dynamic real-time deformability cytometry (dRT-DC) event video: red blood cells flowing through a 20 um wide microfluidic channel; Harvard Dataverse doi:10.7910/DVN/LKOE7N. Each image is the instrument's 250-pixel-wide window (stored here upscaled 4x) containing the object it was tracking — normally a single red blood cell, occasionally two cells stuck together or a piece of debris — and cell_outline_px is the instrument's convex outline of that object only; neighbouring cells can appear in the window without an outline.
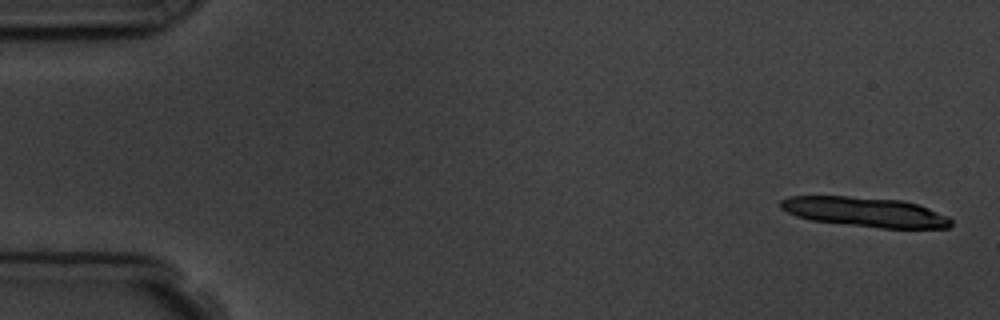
{"species": "common noctule bat (a hibernating species)", "species_latin": "Nyctalus noctula", "temperature_condition": "room temperature", "stored_images_in_passage": 5, "segment_of_instrument_passage": [1, 2], "camera_frame_rate_fps": 3000, "um_per_image_px": 0.085, "animal": {"sex": "male", "body_mass_g": 19.5, "forearm_length_mm": 54.6}, "frame": {"image": 1, "passage_image": 1, "time_ms": 0.0, "image_size_px": [1000, 320], "cell_outline_px": [[952, 224], [948, 228], [880, 228], [812, 220], [796, 216], [780, 208], [780, 200], [788, 196], [848, 196], [904, 200], [928, 208], [948, 216], [952, 220]], "centroid_in_image_um": [73.54, 18.01], "position_along_channel_um": 11.5, "area_um2": 29.48}}